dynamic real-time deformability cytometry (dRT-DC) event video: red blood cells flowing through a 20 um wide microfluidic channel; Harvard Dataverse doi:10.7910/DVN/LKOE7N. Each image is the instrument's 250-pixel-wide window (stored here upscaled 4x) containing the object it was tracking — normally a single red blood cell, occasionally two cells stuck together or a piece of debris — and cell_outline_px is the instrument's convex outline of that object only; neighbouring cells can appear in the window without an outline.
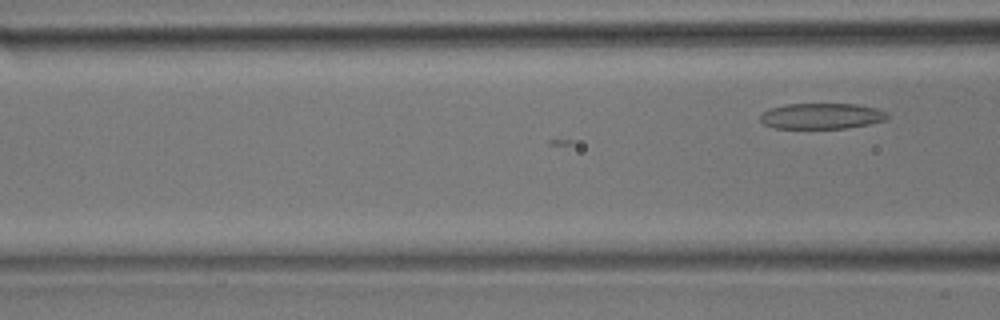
{"species": "common noctule bat (a hibernating species)", "species_latin": "Nyctalus noctula", "temperature_condition": "room temperature", "stored_images_in_passage": 7, "camera_frame_rate_fps": 3000, "um_per_image_px": 0.085, "animal": {"sex": "male", "body_mass_g": 17.9}, "frame": {"image": 1, "passage_image": 7, "time_ms": 2.0, "image_size_px": [1000, 320], "cell_outline_px": [[892, 116], [888, 120], [848, 128], [772, 128], [764, 124], [760, 120], [760, 116], [764, 112], [772, 108], [784, 104], [856, 104], [876, 108], [888, 112]], "centroid_in_image_um": [69.9, 9.86], "position_along_channel_um": 96.7, "area_um2": 19.25}}